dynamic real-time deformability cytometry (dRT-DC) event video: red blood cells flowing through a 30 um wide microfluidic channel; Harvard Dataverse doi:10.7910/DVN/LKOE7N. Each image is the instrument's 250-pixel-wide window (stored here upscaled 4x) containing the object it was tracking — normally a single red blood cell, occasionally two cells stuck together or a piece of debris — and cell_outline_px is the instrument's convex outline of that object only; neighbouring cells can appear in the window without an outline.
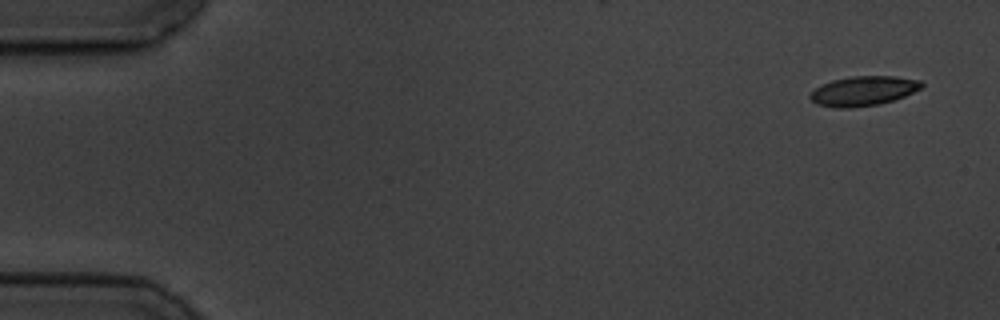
{"species": "common noctule bat (a hibernating species)", "species_latin": "Nyctalus noctula", "temperature_condition": "cold", "stored_images_in_passage": 13, "camera_frame_rate_fps": 3000, "um_per_image_px": 0.085, "animal": {"sex": "male", "body_mass_g": 19.5, "forearm_length_mm": 54.6}, "frame": {"image": 1, "passage_image": 1, "time_ms": 0.0, "image_size_px": [1000, 320], "cell_outline_px": [[924, 84], [920, 88], [904, 96], [880, 104], [848, 108], [836, 108], [816, 104], [808, 96], [816, 88], [832, 80], [852, 76], [896, 76], [920, 80]], "centroid_in_image_um": [73.38, 7.73], "position_along_channel_um": 11.6, "area_um2": 19.07}}
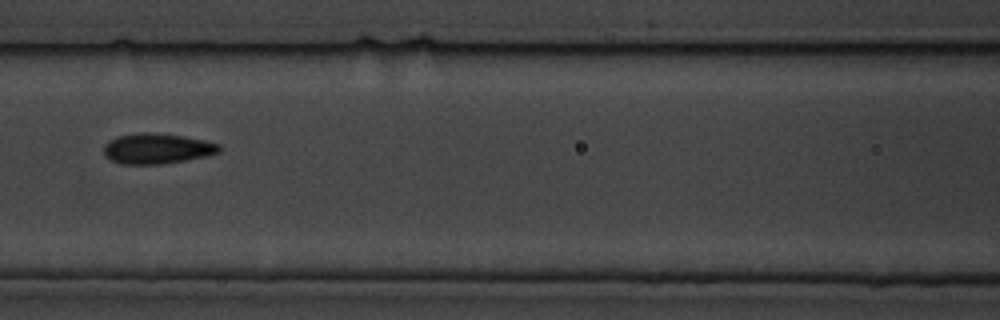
{"frame": {"image": 2, "passage_image": 7, "time_ms": 7.667, "image_size_px": [1000, 320], "cell_outline_px": [[220, 152], [208, 156], [160, 164], [120, 164], [104, 156], [104, 144], [108, 140], [116, 136], [140, 132], [152, 132], [184, 136], [204, 140], [220, 144]], "centroid_in_image_um": [13.32, 12.62], "position_along_channel_um": 153.3, "area_um2": 20.63}}
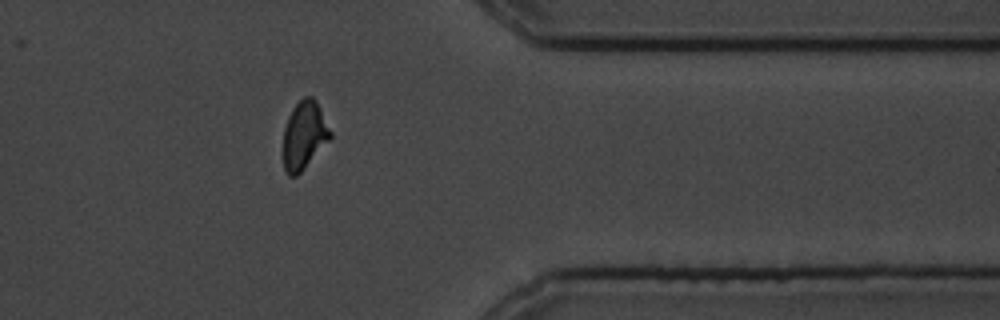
{"frame": {"image": 3, "passage_image": 13, "time_ms": 14.667, "image_size_px": [1000, 320], "cell_outline_px": [[332, 136], [304, 168], [296, 176], [288, 176], [284, 168], [284, 128], [288, 116], [292, 108], [304, 96], [312, 96], [316, 100], [332, 132]], "centroid_in_image_um": [25.85, 11.47], "position_along_channel_um": 385.5, "area_um2": 18.44}, "authors_computed_cell_mechanics": {"area_um2": 19.8832, "velocity_mm_per_s": 3.4998, "shape_relaxation_time_tau1_ms": 3.6694, "shape_relaxation_time_tau2_ms": 1.5594, "deformation_change_tau1": 0.0937, "deformation_change_tau2": 0.0338}}